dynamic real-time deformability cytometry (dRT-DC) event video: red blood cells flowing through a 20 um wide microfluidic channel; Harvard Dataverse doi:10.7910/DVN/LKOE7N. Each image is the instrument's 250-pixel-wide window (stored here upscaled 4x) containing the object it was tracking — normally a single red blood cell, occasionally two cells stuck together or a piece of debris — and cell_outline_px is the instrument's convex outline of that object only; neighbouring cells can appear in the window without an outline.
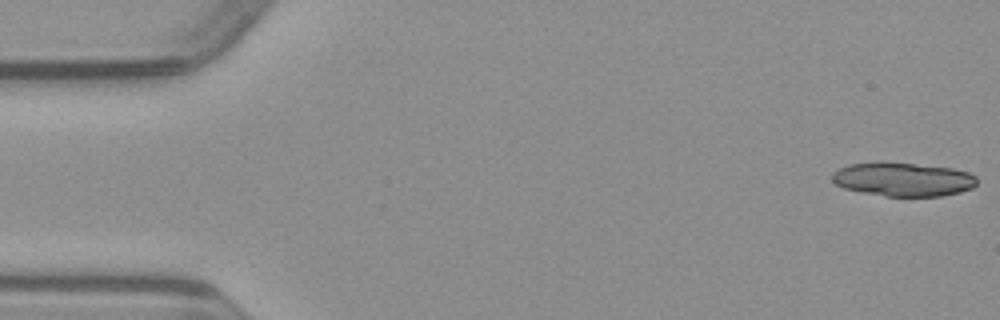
{"species": "common noctule bat (a hibernating species)", "species_latin": "Nyctalus noctula", "temperature_condition": "warm", "stored_images_in_passage": 12, "camera_frame_rate_fps": 3000, "um_per_image_px": 0.085, "animal": {"sex": "male", "body_mass_g": 23.1, "forearm_length_mm": 52.7}, "frame": {"image": 1, "passage_image": 1, "time_ms": 0.0, "image_size_px": [1000, 320], "cell_outline_px": [[976, 184], [972, 188], [960, 192], [940, 196], [884, 196], [844, 188], [836, 184], [832, 180], [832, 172], [848, 164], [912, 164], [952, 168], [968, 172], [976, 176]], "centroid_in_image_um": [76.79, 15.27], "position_along_channel_um": 8.2, "area_um2": 27.74}}